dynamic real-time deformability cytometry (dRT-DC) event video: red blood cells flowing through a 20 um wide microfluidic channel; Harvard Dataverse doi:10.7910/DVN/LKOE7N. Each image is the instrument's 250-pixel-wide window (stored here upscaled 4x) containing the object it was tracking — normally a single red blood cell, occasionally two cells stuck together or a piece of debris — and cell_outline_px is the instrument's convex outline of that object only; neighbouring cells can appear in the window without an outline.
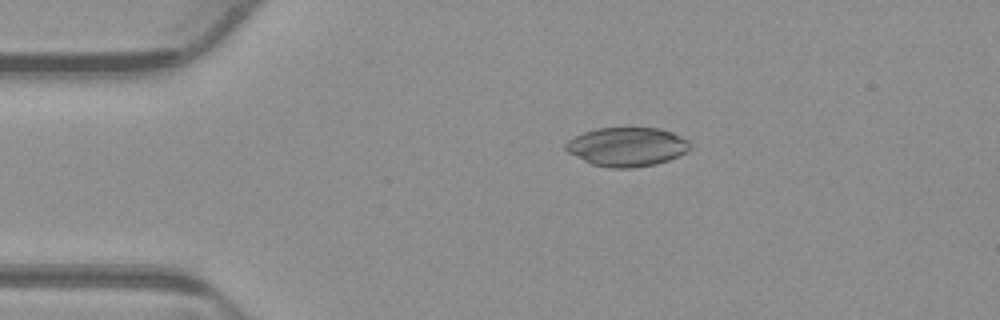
{"species": "common noctule bat (a hibernating species)", "species_latin": "Nyctalus noctula", "temperature_condition": "warm", "stored_images_in_passage": 44, "camera_frame_rate_fps": 3000, "um_per_image_px": 0.085, "animal": {"sex": "male", "body_mass_g": 23.1, "forearm_length_mm": 52.7}, "frame": {"image": 1, "passage_image": 1, "time_ms": 0.0, "image_size_px": [1000, 320], "cell_outline_px": [[688, 148], [684, 152], [668, 160], [656, 164], [632, 168], [608, 168], [592, 164], [568, 152], [564, 148], [564, 144], [568, 140], [584, 132], [596, 128], [660, 128], [672, 132], [688, 140]], "centroid_in_image_um": [53.25, 12.48], "position_along_channel_um": 31.7, "area_um2": 27.98}}
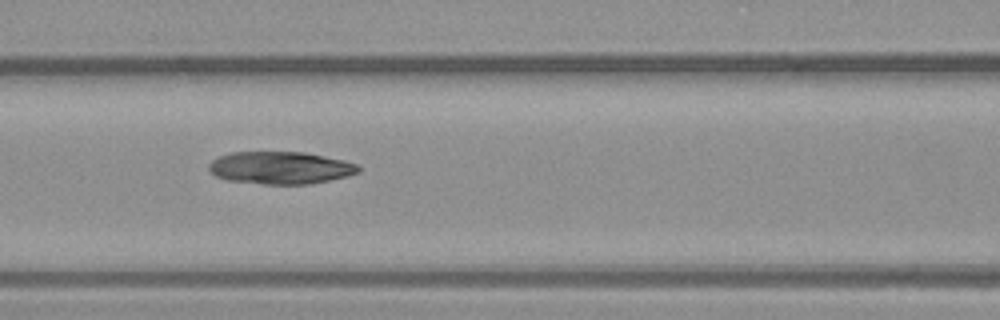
{"frame": {"image": 2, "passage_image": 13, "time_ms": 4.0, "image_size_px": [1000, 320], "cell_outline_px": [[360, 172], [348, 176], [308, 184], [264, 184], [228, 180], [216, 176], [208, 168], [208, 164], [212, 160], [220, 156], [232, 152], [304, 152], [344, 160], [356, 164], [360, 168]], "centroid_in_image_um": [23.84, 14.26], "position_along_channel_um": 142.8, "area_um2": 28.15}}
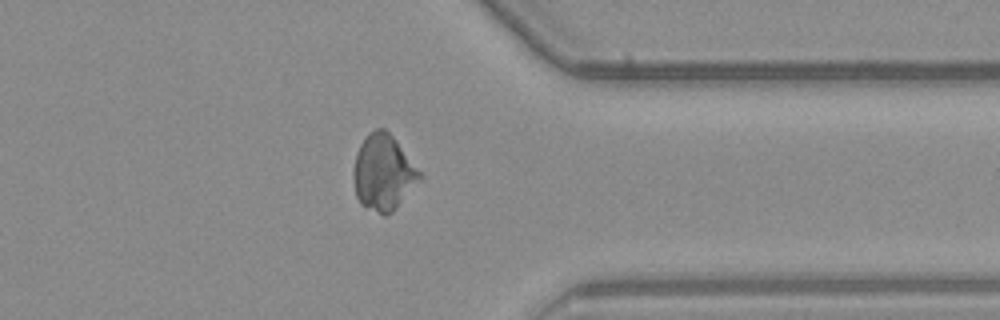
{"frame": {"image": 3, "passage_image": 32, "time_ms": 10.333, "image_size_px": [1000, 320], "cell_outline_px": [[424, 176], [392, 212], [384, 216], [364, 208], [360, 204], [356, 196], [352, 180], [352, 172], [356, 152], [360, 144], [368, 132], [376, 128], [384, 128], [396, 140]], "centroid_in_image_um": [32.55, 14.69], "position_along_channel_um": 378.9, "area_um2": 29.59}}